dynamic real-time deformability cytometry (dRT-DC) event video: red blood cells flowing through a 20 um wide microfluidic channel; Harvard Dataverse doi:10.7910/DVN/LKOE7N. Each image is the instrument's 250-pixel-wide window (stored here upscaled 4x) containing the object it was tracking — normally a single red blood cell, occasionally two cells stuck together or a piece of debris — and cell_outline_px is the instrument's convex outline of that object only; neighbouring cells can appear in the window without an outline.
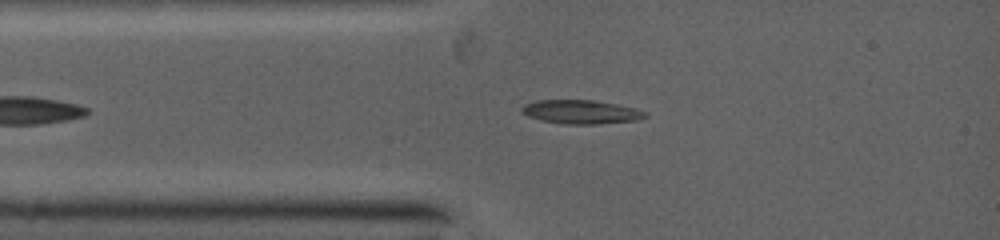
{"species": "common noctule bat (a hibernating species)", "species_latin": "Nyctalus noctula", "temperature_condition": "warm", "stored_images_in_passage": 38, "camera_frame_rate_fps": 5000, "um_per_image_px": 0.085, "animal": {"sex": "female", "body_mass_g": 19.0, "forearm_length_mm": 53.3}, "frame": {"image": 1, "passage_image": 6, "time_ms": 1.4, "image_size_px": [1000, 240], "cell_outline_px": [[648, 116], [632, 120], [596, 124], [568, 124], [544, 120], [528, 116], [520, 108], [524, 104], [536, 100], [596, 100], [636, 108], [644, 112]], "centroid_in_image_um": [49.37, 9.49], "position_along_channel_um": 35.6, "area_um2": 16.76}}
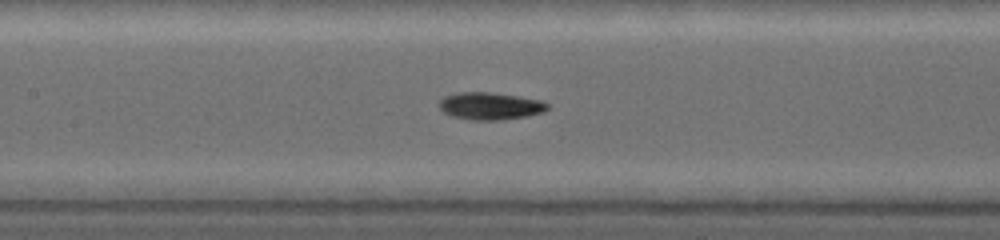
{"frame": {"image": 2, "passage_image": 17, "time_ms": 4.4, "image_size_px": [1000, 240], "cell_outline_px": [[548, 108], [540, 112], [524, 116], [496, 120], [476, 120], [456, 116], [444, 112], [440, 108], [440, 100], [448, 96], [460, 92], [488, 92], [516, 96], [540, 100], [548, 104]], "centroid_in_image_um": [41.67, 9.0], "position_along_channel_um": 165.7, "area_um2": 16.53}}
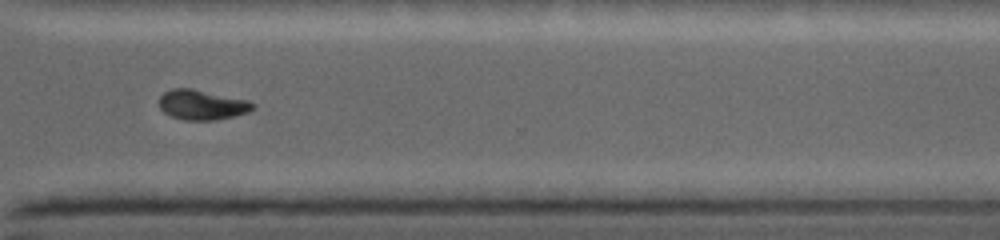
{"frame": {"image": 3, "passage_image": 33, "time_ms": 8.6, "image_size_px": [1000, 240], "cell_outline_px": [[252, 108], [248, 112], [232, 116], [212, 120], [184, 120], [172, 116], [164, 112], [160, 108], [160, 96], [164, 92], [172, 88], [188, 88], [248, 100], [252, 104]], "centroid_in_image_um": [17.11, 8.91], "position_along_channel_um": 353.5, "area_um2": 15.9}}